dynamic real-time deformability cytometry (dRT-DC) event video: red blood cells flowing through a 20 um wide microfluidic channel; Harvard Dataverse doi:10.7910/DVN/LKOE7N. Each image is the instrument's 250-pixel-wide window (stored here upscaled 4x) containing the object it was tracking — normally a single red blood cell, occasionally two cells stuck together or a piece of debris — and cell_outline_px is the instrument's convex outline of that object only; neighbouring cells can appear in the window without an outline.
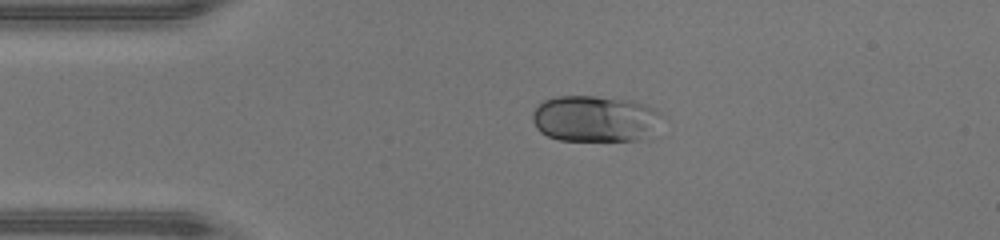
{"species": "human", "species_latin": "Homo sapiens", "temperature_condition": "warm", "stored_images_in_passage": 37, "camera_frame_rate_fps": 3000, "um_per_image_px": 0.085, "donor": {"sex": "male"}, "frame": {"image": 1, "passage_image": 1, "time_ms": 0.0, "image_size_px": [1000, 240], "cell_outline_px": [[660, 116], [636, 140], [560, 140], [548, 136], [540, 132], [536, 128], [532, 120], [532, 112], [544, 100], [556, 96], [596, 96], [624, 100], [644, 104], [656, 108], [660, 112]], "centroid_in_image_um": [50.41, 10.06], "position_along_channel_um": 34.6, "area_um2": 33.76}}
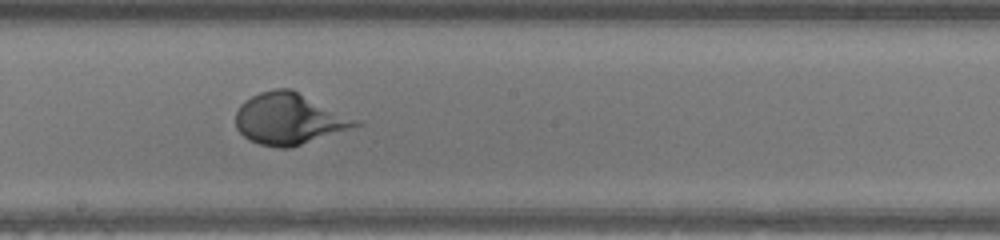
{"frame": {"image": 2, "passage_image": 16, "time_ms": 5.0, "image_size_px": [1000, 240], "cell_outline_px": [[364, 124], [292, 148], [280, 148], [260, 144], [248, 140], [236, 128], [236, 112], [240, 104], [244, 100], [260, 92], [276, 88], [292, 88], [364, 120]], "centroid_in_image_um": [24.66, 10.09], "position_along_channel_um": 223.5, "area_um2": 36.76}}
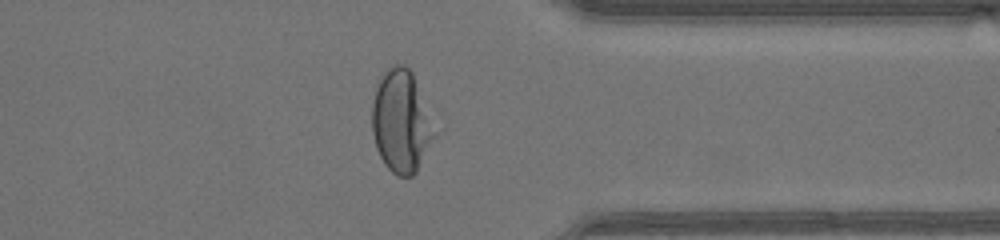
{"frame": {"image": 3, "passage_image": 27, "time_ms": 8.667, "image_size_px": [1000, 240], "cell_outline_px": [[444, 132], [416, 172], [412, 176], [396, 176], [384, 164], [376, 148], [372, 132], [372, 104], [376, 88], [384, 72], [392, 64], [404, 64], [412, 72]], "centroid_in_image_um": [34.26, 10.36], "position_along_channel_um": 377.1, "area_um2": 39.54}}